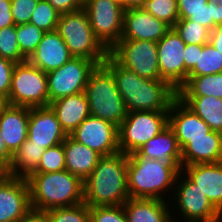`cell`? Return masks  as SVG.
<instances>
[{"label": "cell", "instance_id": "6da1fadb", "mask_svg": "<svg viewBox=\"0 0 222 222\" xmlns=\"http://www.w3.org/2000/svg\"><path fill=\"white\" fill-rule=\"evenodd\" d=\"M102 64L112 73L128 112L169 111L177 97V91L166 81L142 78L120 65L110 54Z\"/></svg>", "mask_w": 222, "mask_h": 222}, {"label": "cell", "instance_id": "7a4b0ae2", "mask_svg": "<svg viewBox=\"0 0 222 222\" xmlns=\"http://www.w3.org/2000/svg\"><path fill=\"white\" fill-rule=\"evenodd\" d=\"M127 165L128 155L123 152L101 156L83 182L84 202L89 207L123 205L129 199Z\"/></svg>", "mask_w": 222, "mask_h": 222}, {"label": "cell", "instance_id": "3957f363", "mask_svg": "<svg viewBox=\"0 0 222 222\" xmlns=\"http://www.w3.org/2000/svg\"><path fill=\"white\" fill-rule=\"evenodd\" d=\"M181 166L140 157L136 152L128 155L127 189L129 198L166 200L163 195L174 189ZM164 196V197H163Z\"/></svg>", "mask_w": 222, "mask_h": 222}, {"label": "cell", "instance_id": "277c9868", "mask_svg": "<svg viewBox=\"0 0 222 222\" xmlns=\"http://www.w3.org/2000/svg\"><path fill=\"white\" fill-rule=\"evenodd\" d=\"M27 181L30 188V205L34 210L46 211L84 202L83 181L67 170L33 173Z\"/></svg>", "mask_w": 222, "mask_h": 222}, {"label": "cell", "instance_id": "5b68a950", "mask_svg": "<svg viewBox=\"0 0 222 222\" xmlns=\"http://www.w3.org/2000/svg\"><path fill=\"white\" fill-rule=\"evenodd\" d=\"M84 93L90 115L120 126L128 111L112 73L103 64L90 73Z\"/></svg>", "mask_w": 222, "mask_h": 222}, {"label": "cell", "instance_id": "8992f818", "mask_svg": "<svg viewBox=\"0 0 222 222\" xmlns=\"http://www.w3.org/2000/svg\"><path fill=\"white\" fill-rule=\"evenodd\" d=\"M56 31L64 40L74 57H84L101 65L109 51L95 37L86 11L80 10L61 14Z\"/></svg>", "mask_w": 222, "mask_h": 222}, {"label": "cell", "instance_id": "52a82bcc", "mask_svg": "<svg viewBox=\"0 0 222 222\" xmlns=\"http://www.w3.org/2000/svg\"><path fill=\"white\" fill-rule=\"evenodd\" d=\"M169 111H131L118 127L119 151L135 153L168 126Z\"/></svg>", "mask_w": 222, "mask_h": 222}, {"label": "cell", "instance_id": "ba28073f", "mask_svg": "<svg viewBox=\"0 0 222 222\" xmlns=\"http://www.w3.org/2000/svg\"><path fill=\"white\" fill-rule=\"evenodd\" d=\"M8 101L28 108L49 106L47 75L28 60L16 63Z\"/></svg>", "mask_w": 222, "mask_h": 222}, {"label": "cell", "instance_id": "9c48e42d", "mask_svg": "<svg viewBox=\"0 0 222 222\" xmlns=\"http://www.w3.org/2000/svg\"><path fill=\"white\" fill-rule=\"evenodd\" d=\"M109 54L122 66L149 80H160L157 43L149 40L120 39Z\"/></svg>", "mask_w": 222, "mask_h": 222}, {"label": "cell", "instance_id": "30bf717a", "mask_svg": "<svg viewBox=\"0 0 222 222\" xmlns=\"http://www.w3.org/2000/svg\"><path fill=\"white\" fill-rule=\"evenodd\" d=\"M95 37L109 51L122 37L124 9L114 0H89L83 5Z\"/></svg>", "mask_w": 222, "mask_h": 222}, {"label": "cell", "instance_id": "8fae6325", "mask_svg": "<svg viewBox=\"0 0 222 222\" xmlns=\"http://www.w3.org/2000/svg\"><path fill=\"white\" fill-rule=\"evenodd\" d=\"M97 64L88 58L72 57L60 68L46 73L49 104L60 98L83 93Z\"/></svg>", "mask_w": 222, "mask_h": 222}, {"label": "cell", "instance_id": "7c38bea8", "mask_svg": "<svg viewBox=\"0 0 222 222\" xmlns=\"http://www.w3.org/2000/svg\"><path fill=\"white\" fill-rule=\"evenodd\" d=\"M175 184L177 185L171 190L175 195L171 196L176 198L178 214L185 222H222V214L182 171L179 172Z\"/></svg>", "mask_w": 222, "mask_h": 222}, {"label": "cell", "instance_id": "4fadbf2b", "mask_svg": "<svg viewBox=\"0 0 222 222\" xmlns=\"http://www.w3.org/2000/svg\"><path fill=\"white\" fill-rule=\"evenodd\" d=\"M185 42L171 28L158 42V67L161 80L178 91L185 84Z\"/></svg>", "mask_w": 222, "mask_h": 222}, {"label": "cell", "instance_id": "5bb4252c", "mask_svg": "<svg viewBox=\"0 0 222 222\" xmlns=\"http://www.w3.org/2000/svg\"><path fill=\"white\" fill-rule=\"evenodd\" d=\"M70 136L101 156L119 152L118 127L93 115H89Z\"/></svg>", "mask_w": 222, "mask_h": 222}, {"label": "cell", "instance_id": "9a60e30c", "mask_svg": "<svg viewBox=\"0 0 222 222\" xmlns=\"http://www.w3.org/2000/svg\"><path fill=\"white\" fill-rule=\"evenodd\" d=\"M30 209L27 179L9 176L0 184V222H18Z\"/></svg>", "mask_w": 222, "mask_h": 222}, {"label": "cell", "instance_id": "2e32d148", "mask_svg": "<svg viewBox=\"0 0 222 222\" xmlns=\"http://www.w3.org/2000/svg\"><path fill=\"white\" fill-rule=\"evenodd\" d=\"M66 137L50 106L30 108L27 138L33 144L47 149L63 143Z\"/></svg>", "mask_w": 222, "mask_h": 222}, {"label": "cell", "instance_id": "e0dca14e", "mask_svg": "<svg viewBox=\"0 0 222 222\" xmlns=\"http://www.w3.org/2000/svg\"><path fill=\"white\" fill-rule=\"evenodd\" d=\"M168 126L182 148L191 138L209 137L210 127L178 97L170 104Z\"/></svg>", "mask_w": 222, "mask_h": 222}, {"label": "cell", "instance_id": "ac0fdd59", "mask_svg": "<svg viewBox=\"0 0 222 222\" xmlns=\"http://www.w3.org/2000/svg\"><path fill=\"white\" fill-rule=\"evenodd\" d=\"M171 27L154 17L144 8L124 10L123 33L121 39L149 40L158 42Z\"/></svg>", "mask_w": 222, "mask_h": 222}, {"label": "cell", "instance_id": "d6986e66", "mask_svg": "<svg viewBox=\"0 0 222 222\" xmlns=\"http://www.w3.org/2000/svg\"><path fill=\"white\" fill-rule=\"evenodd\" d=\"M181 171L222 214V162L181 166Z\"/></svg>", "mask_w": 222, "mask_h": 222}, {"label": "cell", "instance_id": "ffe728a7", "mask_svg": "<svg viewBox=\"0 0 222 222\" xmlns=\"http://www.w3.org/2000/svg\"><path fill=\"white\" fill-rule=\"evenodd\" d=\"M74 57L56 30L45 32L28 61L44 73L60 68Z\"/></svg>", "mask_w": 222, "mask_h": 222}, {"label": "cell", "instance_id": "44dd1931", "mask_svg": "<svg viewBox=\"0 0 222 222\" xmlns=\"http://www.w3.org/2000/svg\"><path fill=\"white\" fill-rule=\"evenodd\" d=\"M222 162V133L211 130L209 137L191 138L181 148V166Z\"/></svg>", "mask_w": 222, "mask_h": 222}, {"label": "cell", "instance_id": "7402d4cb", "mask_svg": "<svg viewBox=\"0 0 222 222\" xmlns=\"http://www.w3.org/2000/svg\"><path fill=\"white\" fill-rule=\"evenodd\" d=\"M30 108L9 105L0 115V131L8 150L14 154L26 141Z\"/></svg>", "mask_w": 222, "mask_h": 222}, {"label": "cell", "instance_id": "603a6c76", "mask_svg": "<svg viewBox=\"0 0 222 222\" xmlns=\"http://www.w3.org/2000/svg\"><path fill=\"white\" fill-rule=\"evenodd\" d=\"M66 135L72 132L90 115L85 93L69 95L49 104Z\"/></svg>", "mask_w": 222, "mask_h": 222}, {"label": "cell", "instance_id": "cb8c5ba5", "mask_svg": "<svg viewBox=\"0 0 222 222\" xmlns=\"http://www.w3.org/2000/svg\"><path fill=\"white\" fill-rule=\"evenodd\" d=\"M63 146L66 170L78 176L84 182L96 167L101 155L84 144L77 142L70 135H67L63 141Z\"/></svg>", "mask_w": 222, "mask_h": 222}, {"label": "cell", "instance_id": "d4e9b609", "mask_svg": "<svg viewBox=\"0 0 222 222\" xmlns=\"http://www.w3.org/2000/svg\"><path fill=\"white\" fill-rule=\"evenodd\" d=\"M167 200L129 198L123 208L129 222H167L174 214Z\"/></svg>", "mask_w": 222, "mask_h": 222}, {"label": "cell", "instance_id": "484cf974", "mask_svg": "<svg viewBox=\"0 0 222 222\" xmlns=\"http://www.w3.org/2000/svg\"><path fill=\"white\" fill-rule=\"evenodd\" d=\"M136 153L143 158L178 163L181 166V148L178 145L174 132L169 126L151 138Z\"/></svg>", "mask_w": 222, "mask_h": 222}, {"label": "cell", "instance_id": "4316f807", "mask_svg": "<svg viewBox=\"0 0 222 222\" xmlns=\"http://www.w3.org/2000/svg\"><path fill=\"white\" fill-rule=\"evenodd\" d=\"M213 131L222 133V98L214 96H177Z\"/></svg>", "mask_w": 222, "mask_h": 222}, {"label": "cell", "instance_id": "83f0119b", "mask_svg": "<svg viewBox=\"0 0 222 222\" xmlns=\"http://www.w3.org/2000/svg\"><path fill=\"white\" fill-rule=\"evenodd\" d=\"M44 151V148L33 144L27 138L13 154L11 164L8 168L10 176L28 179L37 170Z\"/></svg>", "mask_w": 222, "mask_h": 222}, {"label": "cell", "instance_id": "f1b7e54d", "mask_svg": "<svg viewBox=\"0 0 222 222\" xmlns=\"http://www.w3.org/2000/svg\"><path fill=\"white\" fill-rule=\"evenodd\" d=\"M177 96H214L222 98V73L188 76Z\"/></svg>", "mask_w": 222, "mask_h": 222}, {"label": "cell", "instance_id": "f546056e", "mask_svg": "<svg viewBox=\"0 0 222 222\" xmlns=\"http://www.w3.org/2000/svg\"><path fill=\"white\" fill-rule=\"evenodd\" d=\"M222 73V54L210 43L198 48V62L188 76H203Z\"/></svg>", "mask_w": 222, "mask_h": 222}, {"label": "cell", "instance_id": "4dcf8cb0", "mask_svg": "<svg viewBox=\"0 0 222 222\" xmlns=\"http://www.w3.org/2000/svg\"><path fill=\"white\" fill-rule=\"evenodd\" d=\"M185 44L209 43L210 30L188 19H178L173 27Z\"/></svg>", "mask_w": 222, "mask_h": 222}, {"label": "cell", "instance_id": "1f68e13d", "mask_svg": "<svg viewBox=\"0 0 222 222\" xmlns=\"http://www.w3.org/2000/svg\"><path fill=\"white\" fill-rule=\"evenodd\" d=\"M44 31L37 26L26 23L16 25L18 46L21 54L28 60L42 40Z\"/></svg>", "mask_w": 222, "mask_h": 222}, {"label": "cell", "instance_id": "d6a6232c", "mask_svg": "<svg viewBox=\"0 0 222 222\" xmlns=\"http://www.w3.org/2000/svg\"><path fill=\"white\" fill-rule=\"evenodd\" d=\"M48 222H90V207L82 202L70 207L46 210Z\"/></svg>", "mask_w": 222, "mask_h": 222}, {"label": "cell", "instance_id": "836d02e7", "mask_svg": "<svg viewBox=\"0 0 222 222\" xmlns=\"http://www.w3.org/2000/svg\"><path fill=\"white\" fill-rule=\"evenodd\" d=\"M60 15L48 1L39 0L32 12L29 23L44 32H51L56 30Z\"/></svg>", "mask_w": 222, "mask_h": 222}, {"label": "cell", "instance_id": "e575fe53", "mask_svg": "<svg viewBox=\"0 0 222 222\" xmlns=\"http://www.w3.org/2000/svg\"><path fill=\"white\" fill-rule=\"evenodd\" d=\"M143 8L171 28L179 19L177 0H147Z\"/></svg>", "mask_w": 222, "mask_h": 222}, {"label": "cell", "instance_id": "d590c367", "mask_svg": "<svg viewBox=\"0 0 222 222\" xmlns=\"http://www.w3.org/2000/svg\"><path fill=\"white\" fill-rule=\"evenodd\" d=\"M0 57L14 63H21L27 60L21 54L18 46L16 25L0 29Z\"/></svg>", "mask_w": 222, "mask_h": 222}, {"label": "cell", "instance_id": "8d00e7d4", "mask_svg": "<svg viewBox=\"0 0 222 222\" xmlns=\"http://www.w3.org/2000/svg\"><path fill=\"white\" fill-rule=\"evenodd\" d=\"M63 143L45 149L37 170L34 173H51L66 170Z\"/></svg>", "mask_w": 222, "mask_h": 222}, {"label": "cell", "instance_id": "74e56055", "mask_svg": "<svg viewBox=\"0 0 222 222\" xmlns=\"http://www.w3.org/2000/svg\"><path fill=\"white\" fill-rule=\"evenodd\" d=\"M90 222H129L123 205L90 207Z\"/></svg>", "mask_w": 222, "mask_h": 222}, {"label": "cell", "instance_id": "f35d334b", "mask_svg": "<svg viewBox=\"0 0 222 222\" xmlns=\"http://www.w3.org/2000/svg\"><path fill=\"white\" fill-rule=\"evenodd\" d=\"M39 0H11V12L15 25L29 23Z\"/></svg>", "mask_w": 222, "mask_h": 222}, {"label": "cell", "instance_id": "ab89813d", "mask_svg": "<svg viewBox=\"0 0 222 222\" xmlns=\"http://www.w3.org/2000/svg\"><path fill=\"white\" fill-rule=\"evenodd\" d=\"M15 64L10 60L0 57V93L6 96H9Z\"/></svg>", "mask_w": 222, "mask_h": 222}, {"label": "cell", "instance_id": "60d3db41", "mask_svg": "<svg viewBox=\"0 0 222 222\" xmlns=\"http://www.w3.org/2000/svg\"><path fill=\"white\" fill-rule=\"evenodd\" d=\"M179 19H188L197 22L210 31L213 30V18L211 17L210 7L205 4V7L199 12H178Z\"/></svg>", "mask_w": 222, "mask_h": 222}, {"label": "cell", "instance_id": "b9f144b4", "mask_svg": "<svg viewBox=\"0 0 222 222\" xmlns=\"http://www.w3.org/2000/svg\"><path fill=\"white\" fill-rule=\"evenodd\" d=\"M202 44H186L185 50H184V55L185 57L184 62H185V83L188 78L189 72L195 67V64L198 62V48Z\"/></svg>", "mask_w": 222, "mask_h": 222}, {"label": "cell", "instance_id": "7bdbcfd3", "mask_svg": "<svg viewBox=\"0 0 222 222\" xmlns=\"http://www.w3.org/2000/svg\"><path fill=\"white\" fill-rule=\"evenodd\" d=\"M60 14L71 13L83 8L79 0H46Z\"/></svg>", "mask_w": 222, "mask_h": 222}, {"label": "cell", "instance_id": "ee69618b", "mask_svg": "<svg viewBox=\"0 0 222 222\" xmlns=\"http://www.w3.org/2000/svg\"><path fill=\"white\" fill-rule=\"evenodd\" d=\"M14 24L11 12V0H0V29Z\"/></svg>", "mask_w": 222, "mask_h": 222}, {"label": "cell", "instance_id": "f6af8a7d", "mask_svg": "<svg viewBox=\"0 0 222 222\" xmlns=\"http://www.w3.org/2000/svg\"><path fill=\"white\" fill-rule=\"evenodd\" d=\"M178 12H199L208 0H177Z\"/></svg>", "mask_w": 222, "mask_h": 222}, {"label": "cell", "instance_id": "bcb514c9", "mask_svg": "<svg viewBox=\"0 0 222 222\" xmlns=\"http://www.w3.org/2000/svg\"><path fill=\"white\" fill-rule=\"evenodd\" d=\"M211 17L213 18V29L222 25V0H208Z\"/></svg>", "mask_w": 222, "mask_h": 222}, {"label": "cell", "instance_id": "7dc6e473", "mask_svg": "<svg viewBox=\"0 0 222 222\" xmlns=\"http://www.w3.org/2000/svg\"><path fill=\"white\" fill-rule=\"evenodd\" d=\"M18 222H48L47 212L31 208Z\"/></svg>", "mask_w": 222, "mask_h": 222}, {"label": "cell", "instance_id": "c3c4849f", "mask_svg": "<svg viewBox=\"0 0 222 222\" xmlns=\"http://www.w3.org/2000/svg\"><path fill=\"white\" fill-rule=\"evenodd\" d=\"M209 43L222 54V25L210 32Z\"/></svg>", "mask_w": 222, "mask_h": 222}, {"label": "cell", "instance_id": "681fc988", "mask_svg": "<svg viewBox=\"0 0 222 222\" xmlns=\"http://www.w3.org/2000/svg\"><path fill=\"white\" fill-rule=\"evenodd\" d=\"M12 158L13 154L6 147L5 141L3 140L2 133L0 131V161L9 168Z\"/></svg>", "mask_w": 222, "mask_h": 222}, {"label": "cell", "instance_id": "f907efd6", "mask_svg": "<svg viewBox=\"0 0 222 222\" xmlns=\"http://www.w3.org/2000/svg\"><path fill=\"white\" fill-rule=\"evenodd\" d=\"M147 0H125V10L132 8H143Z\"/></svg>", "mask_w": 222, "mask_h": 222}, {"label": "cell", "instance_id": "816d5d0a", "mask_svg": "<svg viewBox=\"0 0 222 222\" xmlns=\"http://www.w3.org/2000/svg\"><path fill=\"white\" fill-rule=\"evenodd\" d=\"M10 176L8 167L0 161V184Z\"/></svg>", "mask_w": 222, "mask_h": 222}, {"label": "cell", "instance_id": "f5cc1de1", "mask_svg": "<svg viewBox=\"0 0 222 222\" xmlns=\"http://www.w3.org/2000/svg\"><path fill=\"white\" fill-rule=\"evenodd\" d=\"M8 96L0 93V115L5 111L9 106Z\"/></svg>", "mask_w": 222, "mask_h": 222}, {"label": "cell", "instance_id": "db71d44e", "mask_svg": "<svg viewBox=\"0 0 222 222\" xmlns=\"http://www.w3.org/2000/svg\"><path fill=\"white\" fill-rule=\"evenodd\" d=\"M114 1H116L119 4H121L123 9L125 10V0H114Z\"/></svg>", "mask_w": 222, "mask_h": 222}, {"label": "cell", "instance_id": "11a10c76", "mask_svg": "<svg viewBox=\"0 0 222 222\" xmlns=\"http://www.w3.org/2000/svg\"><path fill=\"white\" fill-rule=\"evenodd\" d=\"M173 218H174V217L171 216V217L167 220V222H176V221L178 222V220H180V219H177V218H174V219H173ZM175 219H177V220L174 221ZM179 222H181V220H180ZM182 222H185V221L182 220Z\"/></svg>", "mask_w": 222, "mask_h": 222}, {"label": "cell", "instance_id": "9f6ffc18", "mask_svg": "<svg viewBox=\"0 0 222 222\" xmlns=\"http://www.w3.org/2000/svg\"><path fill=\"white\" fill-rule=\"evenodd\" d=\"M79 1L81 2L82 5H84L89 0H79Z\"/></svg>", "mask_w": 222, "mask_h": 222}]
</instances>
